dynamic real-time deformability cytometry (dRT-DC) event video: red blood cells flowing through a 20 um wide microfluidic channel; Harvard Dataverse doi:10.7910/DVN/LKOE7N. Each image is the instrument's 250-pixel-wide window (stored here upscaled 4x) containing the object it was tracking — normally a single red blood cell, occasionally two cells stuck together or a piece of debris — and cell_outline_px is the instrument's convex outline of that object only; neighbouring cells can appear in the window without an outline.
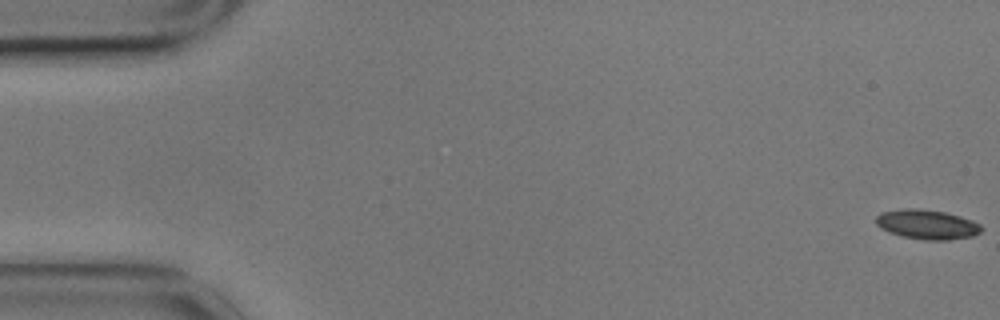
{"species": "common noctule bat (a hibernating species)", "species_latin": "Nyctalus noctula", "temperature_condition": "cold", "stored_images_in_passage": 57, "camera_frame_rate_fps": 3000, "um_per_image_px": 0.085, "animal": {"sex": "male", "body_mass_g": 17.9}, "frame": {"image": 1, "passage_image": 1, "time_ms": 0.0, "image_size_px": [1000, 320], "cell_outline_px": [[984, 228], [980, 232], [972, 236], [948, 240], [924, 240], [900, 236], [888, 232], [880, 228], [876, 224], [876, 216], [880, 212], [900, 208], [916, 208], [944, 212], [960, 216], [972, 220], [980, 224]], "centroid_in_image_um": [78.77, 19.07], "position_along_channel_um": 6.2, "area_um2": 18.38}}
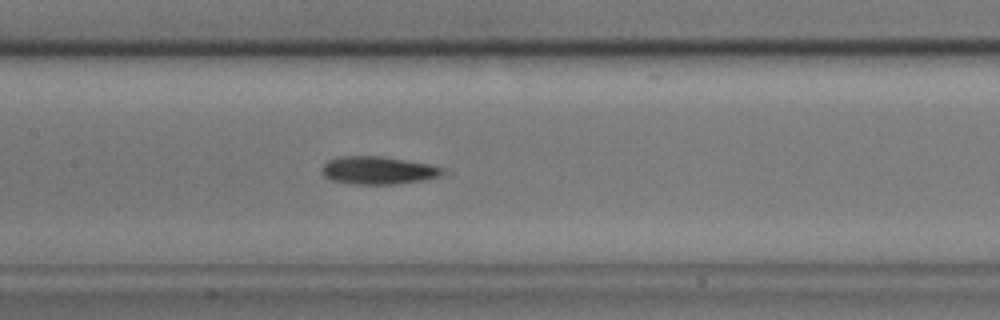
{"frame": {"image": 2, "passage_image": 27, "time_ms": 8.667, "image_size_px": [1000, 320], "cell_outline_px": [[452, 172], [440, 176], [424, 180], [396, 184], [352, 184], [332, 180], [324, 176], [320, 168], [328, 160], [340, 156], [380, 156], [432, 164], [444, 168]], "centroid_in_image_um": [32.21, 14.48], "position_along_channel_um": 175.2, "area_um2": 19.94}}
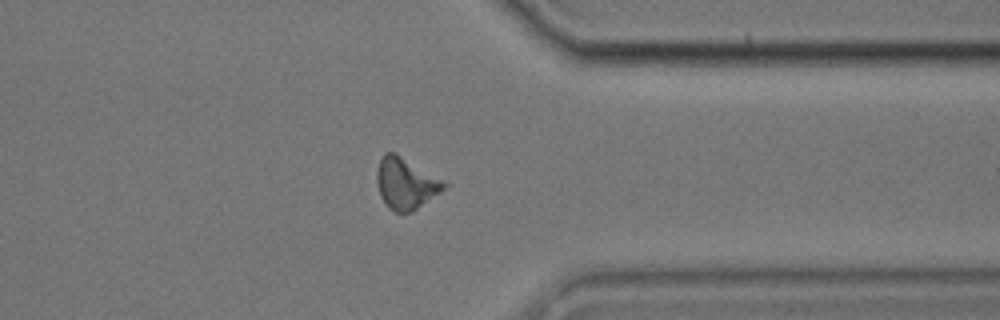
{"frame": {"image": 3, "passage_image": 45, "time_ms": 14.667, "image_size_px": [1000, 320], "cell_outline_px": [[448, 184], [440, 192], [412, 212], [396, 212], [388, 208], [384, 204], [380, 196], [376, 180], [376, 172], [380, 160], [384, 152], [396, 152], [444, 180]], "centroid_in_image_um": [34.47, 15.58], "position_along_channel_um": 376.9, "area_um2": 20.23}, "authors_computed_cell_mechanics": {"area_um2": 19.2474, "velocity_mm_per_s": 3.4689, "shape_relaxation_time_tau1_ms": 3.8366, "shape_relaxation_time_tau2_ms": null, "deformation_change_tau1": 0.0998, "deformation_change_tau2": null}}